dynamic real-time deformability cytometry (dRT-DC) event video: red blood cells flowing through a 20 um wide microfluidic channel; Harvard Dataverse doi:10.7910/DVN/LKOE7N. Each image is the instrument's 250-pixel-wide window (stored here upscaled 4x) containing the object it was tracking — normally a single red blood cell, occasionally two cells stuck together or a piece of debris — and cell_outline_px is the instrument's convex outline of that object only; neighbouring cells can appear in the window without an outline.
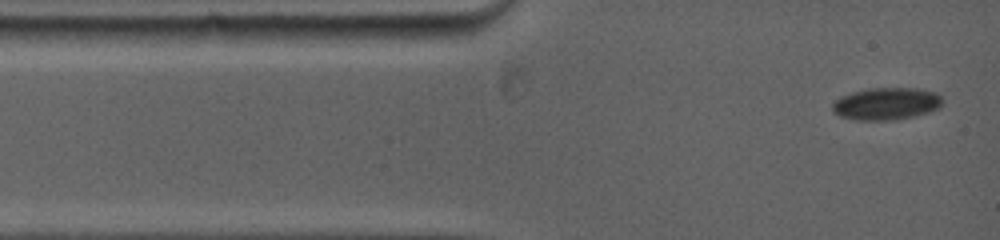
{"species": "common noctule bat (a hibernating species)", "species_latin": "Nyctalus noctula", "temperature_condition": "warm", "stored_images_in_passage": 17, "camera_frame_rate_fps": 5000, "um_per_image_px": 0.085, "animal": {"sex": "female", "body_mass_g": 19.0, "forearm_length_mm": 53.3}, "frame": {"image": 1, "passage_image": 1, "time_ms": 0.0, "image_size_px": [1000, 240], "cell_outline_px": [[944, 100], [936, 108], [928, 112], [916, 116], [888, 120], [856, 120], [840, 116], [832, 112], [832, 104], [840, 96], [852, 92], [868, 88], [916, 88], [936, 92]], "centroid_in_image_um": [75.31, 8.81], "position_along_channel_um": 9.7, "area_um2": 20.69}}
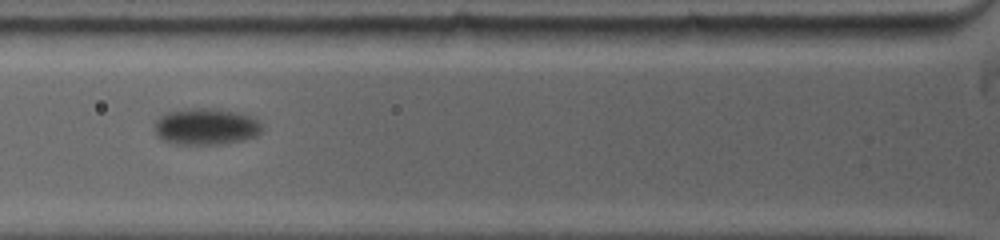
{"frame": {"image": 2, "passage_image": 10, "time_ms": 4.0, "image_size_px": [1000, 240], "cell_outline_px": [[260, 132], [256, 136], [240, 140], [204, 144], [184, 144], [164, 140], [156, 132], [156, 120], [160, 116], [168, 112], [184, 108], [216, 108], [236, 112], [260, 120]], "centroid_in_image_um": [17.5, 10.72], "position_along_channel_um": 108.3, "area_um2": 22.25}}
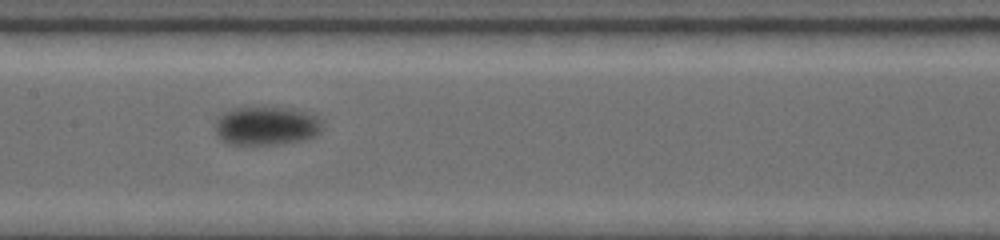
{"frame": {"image": 3, "passage_image": 15, "time_ms": 6.2, "image_size_px": [1000, 240], "cell_outline_px": [[320, 132], [316, 136], [300, 140], [280, 144], [228, 144], [216, 132], [216, 124], [220, 112], [232, 108], [260, 104], [292, 108], [312, 112], [320, 120]], "centroid_in_image_um": [22.64, 10.62], "position_along_channel_um": 184.8, "area_um2": 24.91}}